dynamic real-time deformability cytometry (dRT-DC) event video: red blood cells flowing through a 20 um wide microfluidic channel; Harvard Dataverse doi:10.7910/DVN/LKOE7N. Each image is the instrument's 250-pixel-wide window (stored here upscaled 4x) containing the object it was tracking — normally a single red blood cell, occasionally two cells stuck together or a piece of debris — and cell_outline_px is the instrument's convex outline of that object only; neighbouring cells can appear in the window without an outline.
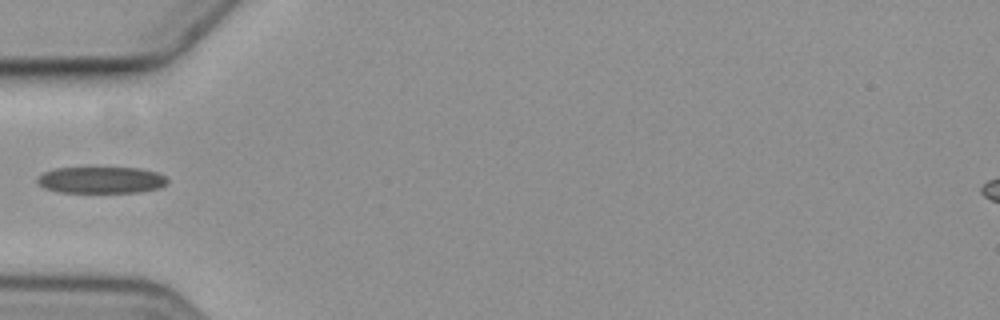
{"species": "common noctule bat (a hibernating species)", "species_latin": "Nyctalus noctula", "temperature_condition": "cold", "stored_images_in_passage": 23, "camera_frame_rate_fps": 3000, "um_per_image_px": 0.085, "animal": {"sex": "female", "body_mass_g": 19.3, "forearm_length_mm": 54.1}, "frame": {"image": 1, "passage_image": 1, "time_ms": 0.0, "image_size_px": [1000, 320], "cell_outline_px": [[168, 180], [160, 188], [140, 192], [60, 192], [44, 188], [36, 180], [36, 176], [44, 172], [56, 168], [140, 168], [156, 172], [164, 176]], "centroid_in_image_um": [8.58, 15.3], "position_along_channel_um": 76.4, "area_um2": 20.06}}
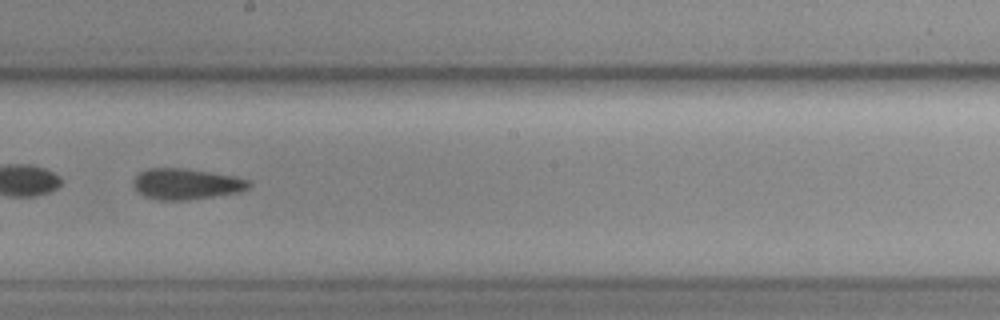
{"frame": {"image": 2, "passage_image": 14, "time_ms": 4.333, "image_size_px": [1000, 320], "cell_outline_px": [[252, 184], [248, 188], [240, 192], [184, 200], [156, 200], [144, 196], [132, 184], [132, 180], [140, 172], [148, 168], [184, 168], [236, 176], [248, 180]], "centroid_in_image_um": [15.82, 15.63], "position_along_channel_um": 232.4, "area_um2": 20.75}}